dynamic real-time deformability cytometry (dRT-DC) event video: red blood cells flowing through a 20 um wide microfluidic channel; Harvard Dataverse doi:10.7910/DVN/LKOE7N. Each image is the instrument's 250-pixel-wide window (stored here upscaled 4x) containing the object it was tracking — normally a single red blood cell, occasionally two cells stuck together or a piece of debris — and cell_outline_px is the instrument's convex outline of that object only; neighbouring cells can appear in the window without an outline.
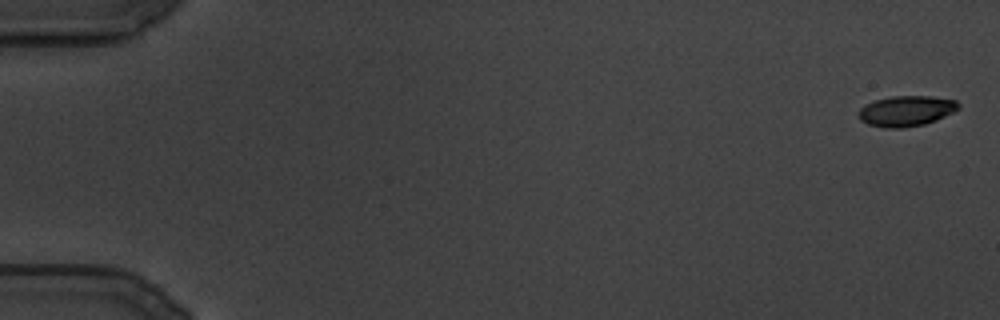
{"species": "common noctule bat (a hibernating species)", "species_latin": "Nyctalus noctula", "temperature_condition": "cold", "stored_images_in_passage": 122, "camera_frame_rate_fps": 3000, "um_per_image_px": 0.085, "animal": {"sex": "male", "body_mass_g": 19.5, "forearm_length_mm": 54.6}, "frame": {"image": 1, "passage_image": 1, "time_ms": 0.0, "image_size_px": [1000, 320], "cell_outline_px": [[960, 108], [936, 120], [924, 124], [904, 128], [884, 128], [868, 124], [860, 120], [860, 108], [864, 104], [876, 100], [892, 96], [932, 96], [956, 100], [960, 104]], "centroid_in_image_um": [77.04, 9.43], "position_along_channel_um": 8.0, "area_um2": 17.74}}
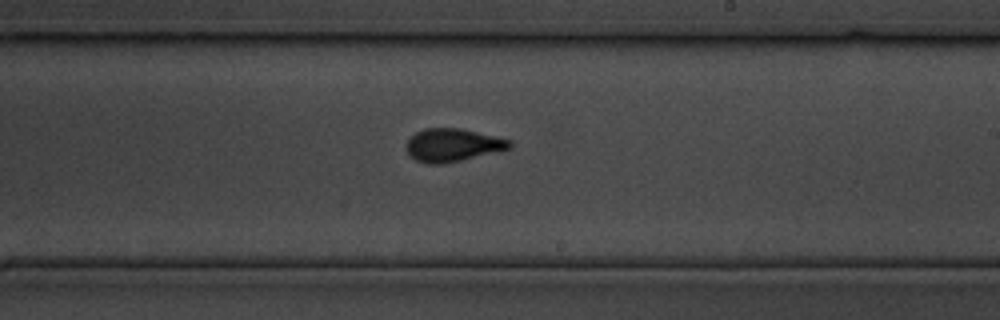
{"frame": {"image": 2, "passage_image": 73, "time_ms": 24.0, "image_size_px": [1000, 320], "cell_outline_px": [[512, 148], [460, 160], [440, 164], [428, 164], [416, 160], [404, 148], [404, 144], [416, 132], [424, 128], [460, 128], [512, 140]], "centroid_in_image_um": [38.46, 12.32], "position_along_channel_um": 250.5, "area_um2": 19.77}}
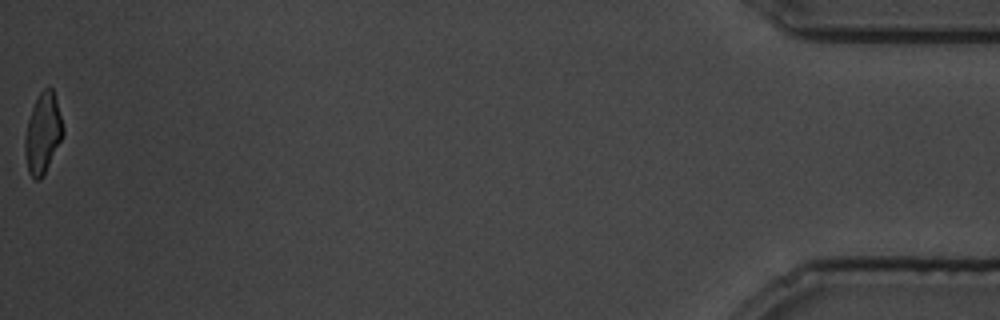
{"frame": {"image": 3, "passage_image": 122, "time_ms": 40.333, "image_size_px": [1000, 320], "cell_outline_px": [[64, 132], [44, 176], [40, 180], [36, 180], [28, 172], [24, 152], [24, 136], [28, 120], [32, 108], [40, 92], [48, 84], [52, 88], [56, 100], [64, 128]], "centroid_in_image_um": [3.63, 11.34], "position_along_channel_um": 431.6, "area_um2": 17.8}}